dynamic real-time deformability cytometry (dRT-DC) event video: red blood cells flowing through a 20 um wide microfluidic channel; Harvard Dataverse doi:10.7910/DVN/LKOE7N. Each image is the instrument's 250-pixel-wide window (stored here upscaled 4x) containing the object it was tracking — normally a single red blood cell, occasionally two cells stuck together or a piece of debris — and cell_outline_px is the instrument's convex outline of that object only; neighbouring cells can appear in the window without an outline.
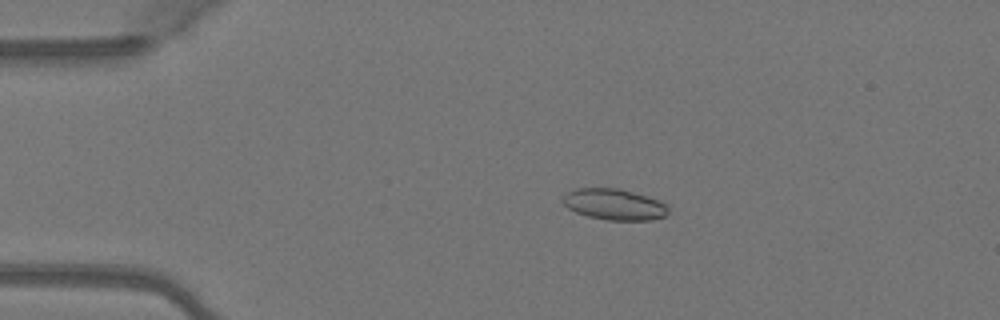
{"species": "Egyptian fruit bat (a non-hibernating species)", "species_latin": "Rousettus aegyptiacus", "temperature_condition": "warm", "stored_images_in_passage": 49, "camera_frame_rate_fps": 3000, "um_per_image_px": 0.085, "animal": {"sex": "female"}, "frame": {"image": 1, "passage_image": 10, "time_ms": 3.0, "image_size_px": [1000, 320], "cell_outline_px": [[668, 212], [664, 216], [652, 220], [608, 220], [588, 216], [576, 212], [568, 208], [560, 200], [568, 192], [576, 188], [620, 188], [648, 196], [660, 200], [668, 204]], "centroid_in_image_um": [52.23, 17.36], "position_along_channel_um": 32.8, "area_um2": 19.25}}
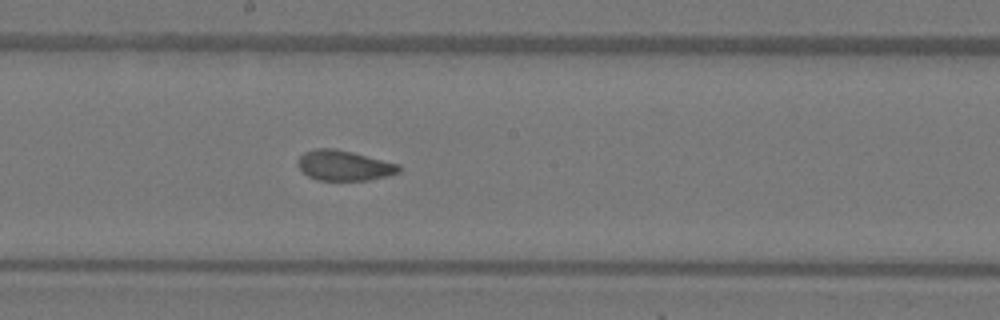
{"frame": {"image": 2, "passage_image": 27, "time_ms": 8.667, "image_size_px": [1000, 320], "cell_outline_px": [[400, 172], [388, 176], [368, 180], [316, 180], [308, 176], [296, 164], [300, 156], [304, 152], [316, 148], [336, 148], [400, 164]], "centroid_in_image_um": [29.25, 14.06], "position_along_channel_um": 219.0, "area_um2": 17.86}}
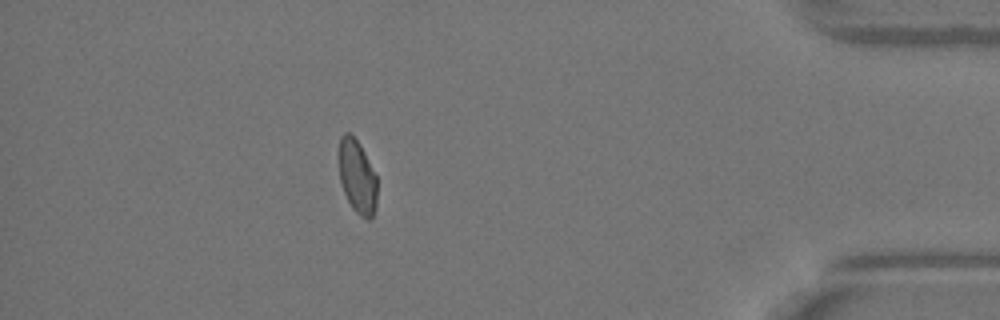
{"frame": {"image": 3, "passage_image": 44, "time_ms": 14.333, "image_size_px": [1000, 320], "cell_outline_px": [[376, 208], [372, 216], [368, 220], [360, 216], [352, 208], [344, 192], [340, 180], [340, 136], [344, 132], [348, 132], [360, 144], [376, 176]], "centroid_in_image_um": [30.37, 15.04], "position_along_channel_um": 404.8, "area_um2": 16.07}, "authors_computed_cell_mechanics": {"area_um2": 18.4382, "velocity_mm_per_s": 4.1134, "shape_relaxation_time_tau1_ms": null, "shape_relaxation_time_tau2_ms": 1.2416, "deformation_change_tau1": null, "deformation_change_tau2": 0.0663}}